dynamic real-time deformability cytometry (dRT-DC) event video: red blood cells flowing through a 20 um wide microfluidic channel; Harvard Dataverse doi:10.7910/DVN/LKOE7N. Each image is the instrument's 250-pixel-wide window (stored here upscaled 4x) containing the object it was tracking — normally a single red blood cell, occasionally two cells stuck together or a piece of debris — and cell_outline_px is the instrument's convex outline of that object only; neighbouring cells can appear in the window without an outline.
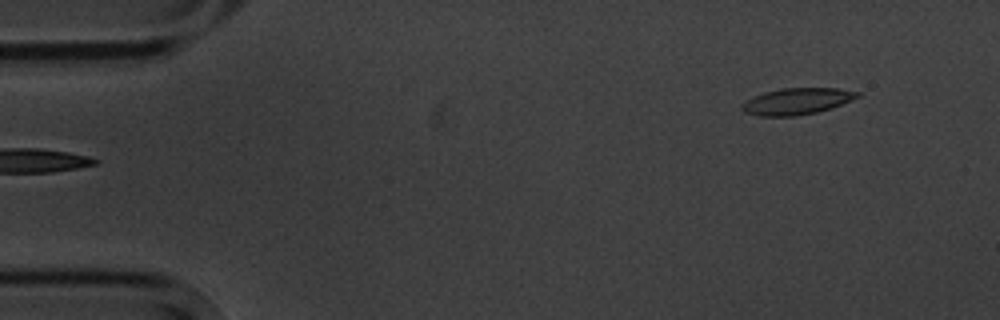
{"species": "common noctule bat (a hibernating species)", "species_latin": "Nyctalus noctula", "temperature_condition": "cold", "stored_images_in_passage": 4, "camera_frame_rate_fps": 3000, "um_per_image_px": 0.085, "animal": {"sex": "male", "body_mass_g": 20.1, "forearm_length_mm": 53.5}, "frame": {"image": 1, "passage_image": 4, "time_ms": 4.333, "image_size_px": [1000, 320], "cell_outline_px": [[860, 96], [852, 100], [832, 108], [816, 112], [796, 116], [760, 116], [744, 112], [740, 108], [740, 104], [752, 96], [764, 92], [780, 88], [836, 88], [860, 92]], "centroid_in_image_um": [67.7, 8.61], "position_along_channel_um": 17.3, "area_um2": 17.98}}